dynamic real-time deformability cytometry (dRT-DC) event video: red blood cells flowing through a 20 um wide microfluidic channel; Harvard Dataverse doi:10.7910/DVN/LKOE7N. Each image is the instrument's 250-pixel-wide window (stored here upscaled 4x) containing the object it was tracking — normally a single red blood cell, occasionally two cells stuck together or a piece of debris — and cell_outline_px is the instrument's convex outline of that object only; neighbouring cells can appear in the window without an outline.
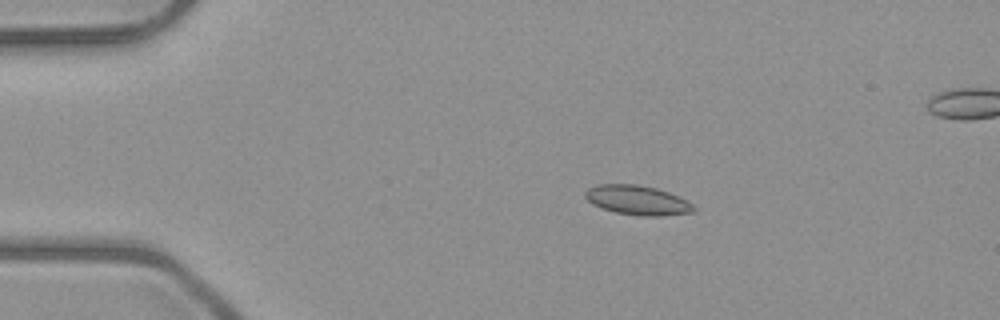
{"species": "common noctule bat (a hibernating species)", "species_latin": "Nyctalus noctula", "temperature_condition": "room temperature", "stored_images_in_passage": 6, "camera_frame_rate_fps": 3000, "um_per_image_px": 0.085, "animal": {"sex": "male", "body_mass_g": 23.1, "forearm_length_mm": 52.7}, "frame": {"image": 1, "passage_image": 3, "time_ms": 2.333, "image_size_px": [1000, 320], "cell_outline_px": [[696, 208], [692, 212], [660, 216], [640, 216], [616, 212], [592, 204], [584, 196], [584, 192], [588, 188], [596, 184], [636, 184], [656, 188], [668, 192], [692, 204]], "centroid_in_image_um": [54.14, 17.01], "position_along_channel_um": 30.9, "area_um2": 18.44}}
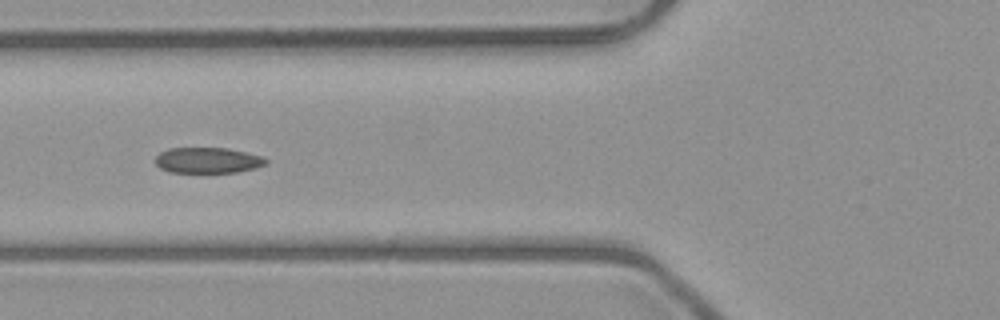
{"frame": {"image": 2, "passage_image": 6, "time_ms": 5.667, "image_size_px": [1000, 320], "cell_outline_px": [[268, 164], [256, 168], [236, 172], [168, 172], [160, 168], [156, 164], [156, 156], [160, 152], [168, 148], [228, 148], [264, 156], [268, 160]], "centroid_in_image_um": [17.69, 13.62], "position_along_channel_um": 108.1, "area_um2": 16.7}}